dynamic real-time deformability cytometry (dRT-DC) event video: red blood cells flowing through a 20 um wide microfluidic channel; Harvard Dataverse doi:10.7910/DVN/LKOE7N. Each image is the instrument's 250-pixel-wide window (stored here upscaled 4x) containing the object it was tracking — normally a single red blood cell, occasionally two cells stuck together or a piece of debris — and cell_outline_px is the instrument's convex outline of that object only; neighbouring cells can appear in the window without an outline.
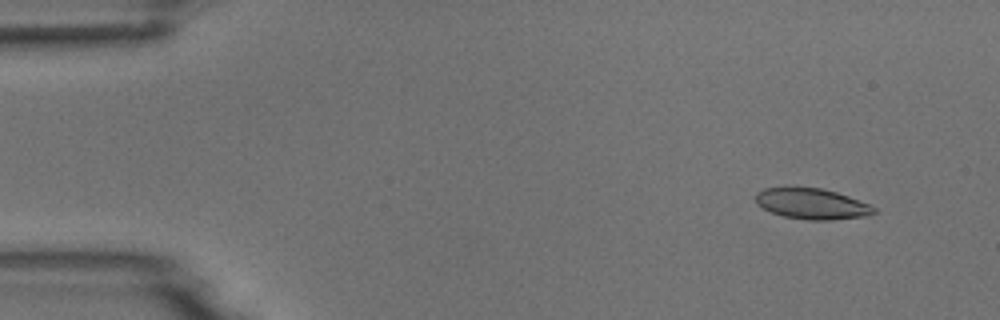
{"species": "common noctule bat (a hibernating species)", "species_latin": "Nyctalus noctula", "temperature_condition": "room temperature", "stored_images_in_passage": 6, "segment_of_instrument_passage": [1, 2], "camera_frame_rate_fps": 3000, "um_per_image_px": 0.085, "animal": {"sex": "male", "body_mass_g": 18.8}, "frame": {"image": 1, "passage_image": 2, "time_ms": 1.0, "image_size_px": [1000, 320], "cell_outline_px": [[876, 212], [872, 216], [832, 220], [808, 220], [784, 216], [772, 212], [756, 204], [756, 192], [764, 188], [820, 188], [836, 192], [848, 196], [868, 204], [876, 208]], "centroid_in_image_um": [69.05, 17.34], "position_along_channel_um": 15.9, "area_um2": 21.1}}
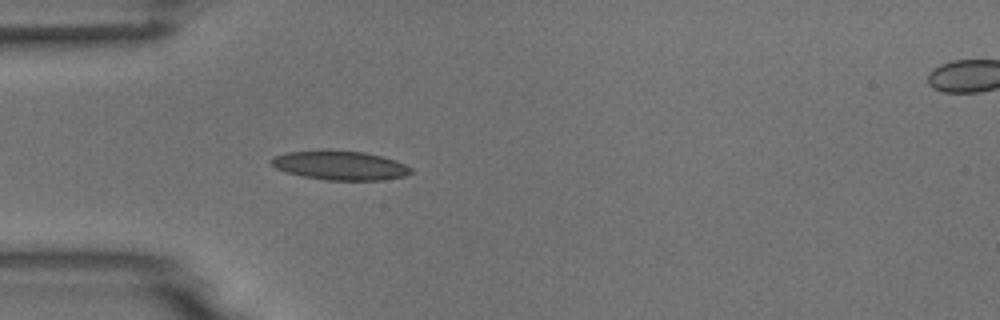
{"frame": {"image": 2, "passage_image": 5, "time_ms": 4.667, "image_size_px": [1000, 320], "cell_outline_px": [[412, 172], [404, 176], [380, 180], [324, 180], [304, 176], [288, 172], [276, 168], [268, 160], [272, 156], [288, 152], [332, 148], [364, 152], [396, 160], [412, 168]], "centroid_in_image_um": [28.87, 14.03], "position_along_channel_um": 56.1, "area_um2": 24.04}}